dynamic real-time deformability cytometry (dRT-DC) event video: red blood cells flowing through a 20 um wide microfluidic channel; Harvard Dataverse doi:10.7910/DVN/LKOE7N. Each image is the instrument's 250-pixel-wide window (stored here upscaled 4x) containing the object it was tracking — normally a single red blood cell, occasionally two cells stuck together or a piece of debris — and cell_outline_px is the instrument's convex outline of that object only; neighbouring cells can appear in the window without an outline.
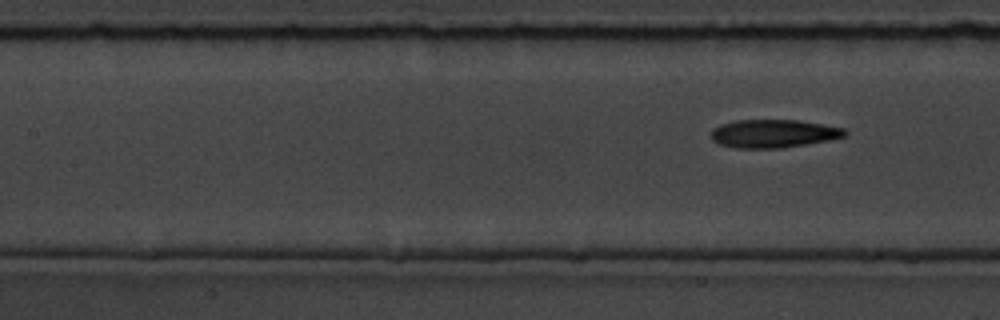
{"species": "common noctule bat (a hibernating species)", "species_latin": "Nyctalus noctula", "temperature_condition": "room temperature", "stored_images_in_passage": 8, "segment_of_instrument_passage": [2, 2], "camera_frame_rate_fps": 3000, "um_per_image_px": 0.085, "animal": {"sex": "male", "body_mass_g": 19.5, "forearm_length_mm": 54.6}, "frame": {"image": 1, "passage_image": 8, "time_ms": 8.667, "image_size_px": [1000, 320], "cell_outline_px": [[848, 132], [844, 136], [828, 140], [780, 148], [736, 148], [720, 144], [712, 140], [712, 128], [720, 124], [736, 120], [800, 120], [844, 128]], "centroid_in_image_um": [65.72, 11.34], "position_along_channel_um": 141.7, "area_um2": 21.85}}